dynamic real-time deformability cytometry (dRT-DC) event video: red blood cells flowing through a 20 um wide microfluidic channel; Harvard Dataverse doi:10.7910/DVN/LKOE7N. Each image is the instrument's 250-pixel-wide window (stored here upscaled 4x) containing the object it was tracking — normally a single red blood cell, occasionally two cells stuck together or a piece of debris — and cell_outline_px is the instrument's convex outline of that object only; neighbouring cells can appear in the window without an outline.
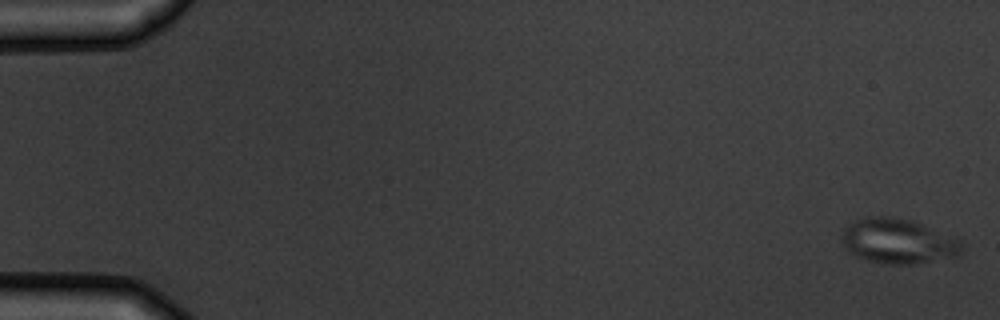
{"species": "common noctule bat (a hibernating species)", "species_latin": "Nyctalus noctula", "temperature_condition": "warm", "stored_images_in_passage": 6, "camera_frame_rate_fps": 3000, "um_per_image_px": 0.085, "animal": {"sex": "male", "body_mass_g": 19.5, "forearm_length_mm": 54.6}, "frame": {"image": 1, "passage_image": 1, "time_ms": 0.0, "image_size_px": [1000, 320], "cell_outline_px": [[960, 256], [912, 264], [888, 264], [868, 260], [856, 256], [848, 252], [844, 248], [840, 240], [840, 236], [844, 228], [848, 224], [856, 220], [868, 216], [892, 216], [908, 220], [920, 224], [960, 240]], "centroid_in_image_um": [76.25, 20.5], "position_along_channel_um": 8.8, "area_um2": 31.21}}